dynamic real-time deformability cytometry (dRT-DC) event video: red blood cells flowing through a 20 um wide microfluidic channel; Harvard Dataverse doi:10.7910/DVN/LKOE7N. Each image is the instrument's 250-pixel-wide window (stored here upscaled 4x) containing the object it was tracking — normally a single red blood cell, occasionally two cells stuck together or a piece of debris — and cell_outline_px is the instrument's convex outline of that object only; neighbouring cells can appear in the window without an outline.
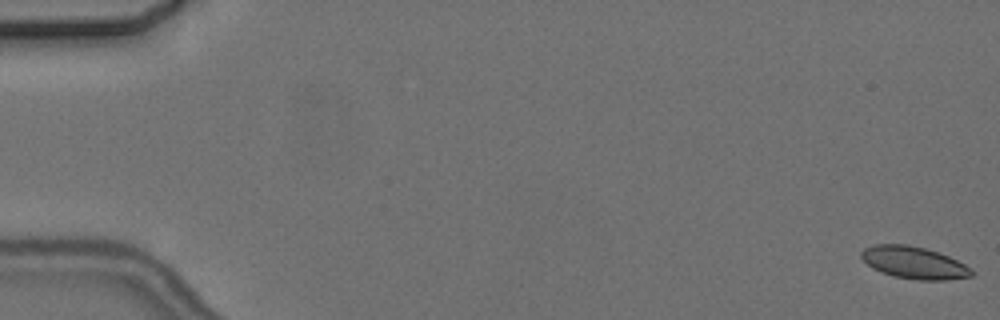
{"species": "common noctule bat (a hibernating species)", "species_latin": "Nyctalus noctula", "temperature_condition": "cold", "stored_images_in_passage": 5, "camera_frame_rate_fps": 3000, "um_per_image_px": 0.085, "animal": {"sex": "female", "body_mass_g": 24.6, "forearm_length_mm": 56.2}, "frame": {"image": 1, "passage_image": 1, "time_ms": 0.0, "image_size_px": [1000, 320], "cell_outline_px": [[972, 276], [944, 280], [916, 280], [896, 276], [880, 272], [872, 268], [860, 256], [860, 252], [864, 248], [872, 244], [908, 244], [924, 248], [948, 256], [972, 268]], "centroid_in_image_um": [77.65, 22.32], "position_along_channel_um": 7.3, "area_um2": 20.58}}